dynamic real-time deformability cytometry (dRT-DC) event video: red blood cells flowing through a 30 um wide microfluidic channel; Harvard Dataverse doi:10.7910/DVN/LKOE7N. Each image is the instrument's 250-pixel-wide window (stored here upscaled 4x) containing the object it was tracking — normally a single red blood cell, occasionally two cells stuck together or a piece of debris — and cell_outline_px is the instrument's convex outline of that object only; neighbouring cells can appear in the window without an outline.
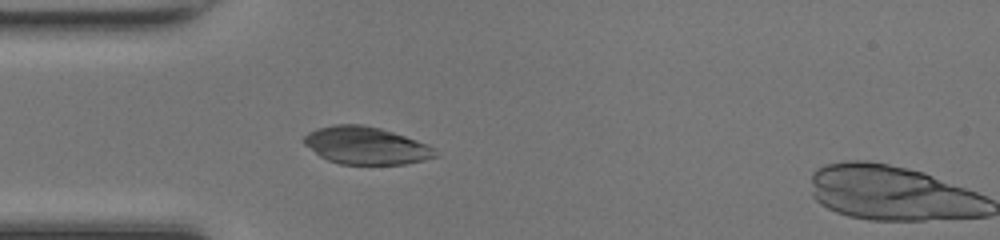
{"species": "common noctule bat (a hibernating species)", "species_latin": "Nyctalus noctula", "temperature_condition": "room temperature", "stored_images_in_passage": 2, "camera_frame_rate_fps": 3000, "um_per_image_px": 0.085, "animal": {"sex": "female", "body_mass_g": 17.0, "forearm_length_mm": 48.0}, "frame": {"image": 1, "passage_image": 1, "time_ms": 0.0, "image_size_px": [1000, 240], "cell_outline_px": [[440, 156], [424, 160], [404, 164], [340, 164], [328, 160], [320, 156], [304, 144], [300, 140], [308, 132], [316, 128], [332, 124], [360, 124], [380, 128], [428, 144]], "centroid_in_image_um": [31.07, 12.37], "position_along_channel_um": 53.9, "area_um2": 28.73}}